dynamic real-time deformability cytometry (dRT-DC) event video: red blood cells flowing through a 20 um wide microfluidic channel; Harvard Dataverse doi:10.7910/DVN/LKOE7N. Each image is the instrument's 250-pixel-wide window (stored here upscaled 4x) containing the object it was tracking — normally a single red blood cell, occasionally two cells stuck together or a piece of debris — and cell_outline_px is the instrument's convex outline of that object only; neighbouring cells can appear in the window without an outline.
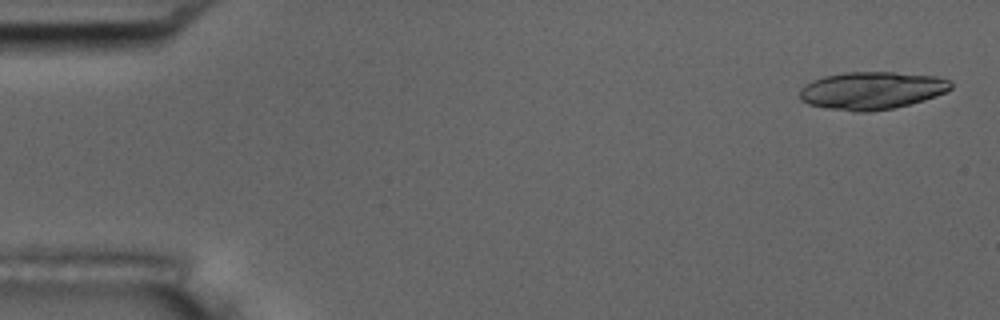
{"species": "common noctule bat (a hibernating species)", "species_latin": "Nyctalus noctula", "temperature_condition": "room temperature", "stored_images_in_passage": 53, "camera_frame_rate_fps": 3000, "um_per_image_px": 0.085, "animal": {"sex": "male", "body_mass_g": 17.5, "forearm_length_mm": 52.3}, "frame": {"image": 1, "passage_image": 2, "time_ms": 0.333, "image_size_px": [1000, 320], "cell_outline_px": [[952, 88], [936, 96], [924, 100], [892, 108], [868, 112], [856, 112], [828, 108], [808, 104], [800, 100], [800, 88], [812, 80], [824, 76], [844, 72], [892, 72], [936, 76], [948, 80], [952, 84]], "centroid_in_image_um": [74.07, 7.69], "position_along_channel_um": 10.9, "area_um2": 33.06}}